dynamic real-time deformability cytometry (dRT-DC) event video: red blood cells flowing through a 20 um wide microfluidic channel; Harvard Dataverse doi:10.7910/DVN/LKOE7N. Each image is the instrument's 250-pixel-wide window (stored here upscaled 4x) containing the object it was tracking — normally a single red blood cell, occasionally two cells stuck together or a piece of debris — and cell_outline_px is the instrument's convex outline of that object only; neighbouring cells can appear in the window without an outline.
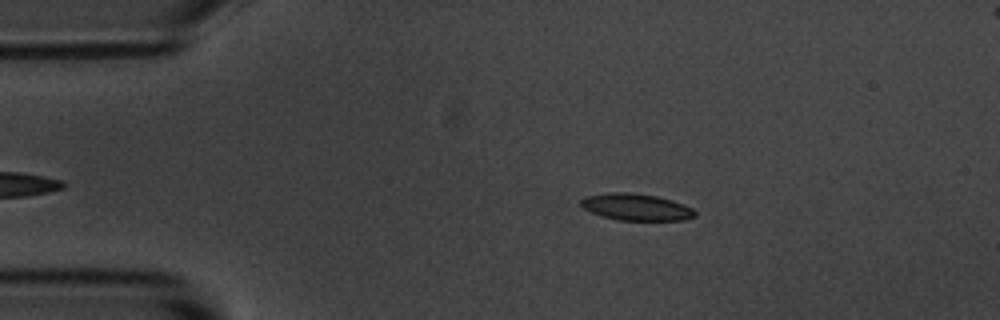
{"species": "common noctule bat (a hibernating species)", "species_latin": "Nyctalus noctula", "temperature_condition": "room temperature", "stored_images_in_passage": 44, "camera_frame_rate_fps": 3000, "um_per_image_px": 0.085, "animal": {"sex": "male", "body_mass_g": 20.1, "forearm_length_mm": 53.5}, "frame": {"image": 1, "passage_image": 6, "time_ms": 1.667, "image_size_px": [1000, 320], "cell_outline_px": [[696, 216], [684, 220], [620, 220], [604, 216], [592, 212], [584, 208], [580, 204], [580, 200], [584, 196], [608, 192], [628, 192], [656, 196], [672, 200], [684, 204], [692, 208], [696, 212]], "centroid_in_image_um": [54.08, 17.59], "position_along_channel_um": 30.9, "area_um2": 17.74}}
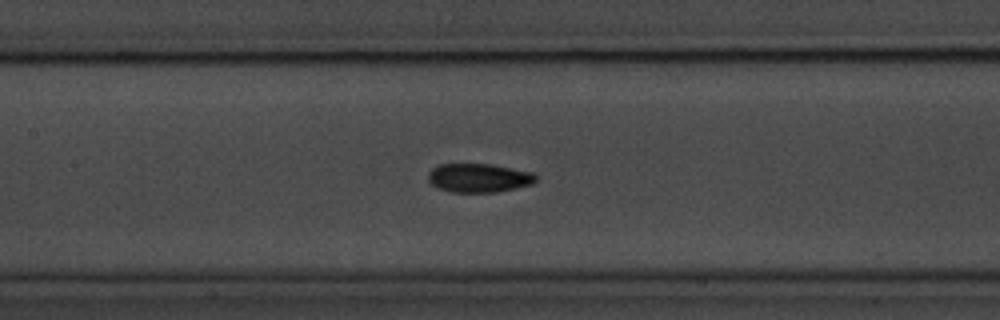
{"frame": {"image": 2, "passage_image": 21, "time_ms": 6.667, "image_size_px": [1000, 320], "cell_outline_px": [[536, 180], [532, 184], [516, 188], [496, 192], [452, 192], [440, 188], [432, 184], [428, 180], [428, 172], [432, 168], [440, 164], [492, 164], [532, 172], [536, 176]], "centroid_in_image_um": [40.7, 15.11], "position_along_channel_um": 166.7, "area_um2": 18.03}}
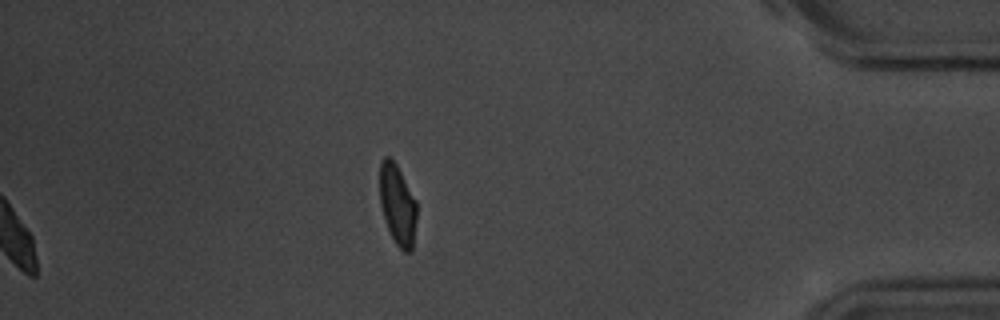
{"frame": {"image": 3, "passage_image": 44, "time_ms": 14.333, "image_size_px": [1000, 320], "cell_outline_px": [[416, 220], [412, 252], [404, 252], [396, 244], [388, 228], [380, 204], [380, 164], [384, 156], [388, 156], [396, 164], [416, 200]], "centroid_in_image_um": [33.79, 17.41], "position_along_channel_um": 401.4, "area_um2": 17.17}, "authors_computed_cell_mechanics": {"area_um2": 17.7735, "velocity_mm_per_s": 3.6095, "shape_relaxation_time_tau1_ms": 2.7886, "shape_relaxation_time_tau2_ms": 2.1073, "deformation_change_tau1": 0.1303, "deformation_change_tau2": 0.0663}}